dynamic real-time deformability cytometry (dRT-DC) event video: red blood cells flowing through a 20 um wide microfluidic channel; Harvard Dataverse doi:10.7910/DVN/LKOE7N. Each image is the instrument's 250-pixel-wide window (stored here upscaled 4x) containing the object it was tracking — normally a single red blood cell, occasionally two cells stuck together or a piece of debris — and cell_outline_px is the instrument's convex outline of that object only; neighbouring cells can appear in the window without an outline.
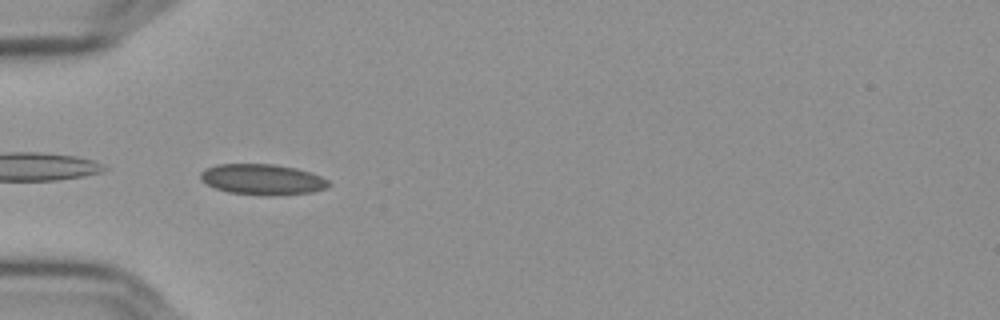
{"species": "Egyptian fruit bat (a non-hibernating species)", "species_latin": "Rousettus aegyptiacus", "temperature_condition": "cold", "stored_images_in_passage": 19, "camera_frame_rate_fps": 3000, "um_per_image_px": 0.085, "frame": {"image": 1, "passage_image": 1, "time_ms": 0.0, "image_size_px": [1000, 320], "cell_outline_px": [[332, 184], [328, 188], [312, 192], [272, 196], [268, 196], [228, 192], [216, 188], [200, 180], [200, 172], [216, 164], [272, 164], [296, 168], [320, 176], [328, 180]], "centroid_in_image_um": [22.32, 15.26], "position_along_channel_um": 62.7, "area_um2": 22.95}}
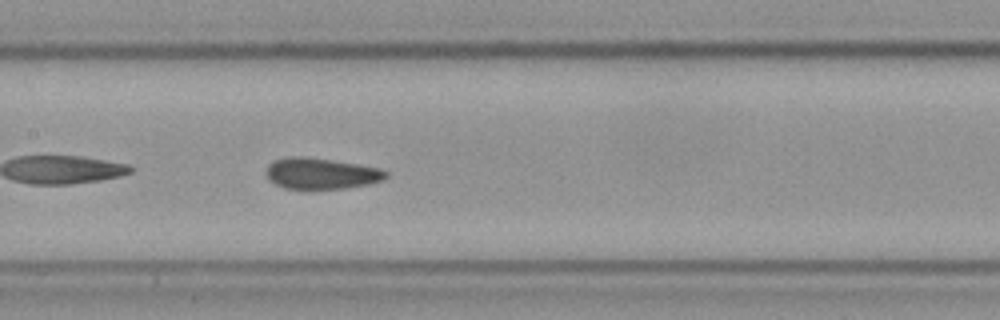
{"frame": {"image": 2, "passage_image": 11, "time_ms": 3.333, "image_size_px": [1000, 320], "cell_outline_px": [[388, 176], [380, 180], [368, 184], [348, 188], [312, 192], [284, 188], [276, 184], [268, 176], [268, 164], [276, 160], [292, 156], [300, 156], [356, 164], [380, 168], [388, 172]], "centroid_in_image_um": [27.31, 14.8], "position_along_channel_um": 180.1, "area_um2": 21.96}}